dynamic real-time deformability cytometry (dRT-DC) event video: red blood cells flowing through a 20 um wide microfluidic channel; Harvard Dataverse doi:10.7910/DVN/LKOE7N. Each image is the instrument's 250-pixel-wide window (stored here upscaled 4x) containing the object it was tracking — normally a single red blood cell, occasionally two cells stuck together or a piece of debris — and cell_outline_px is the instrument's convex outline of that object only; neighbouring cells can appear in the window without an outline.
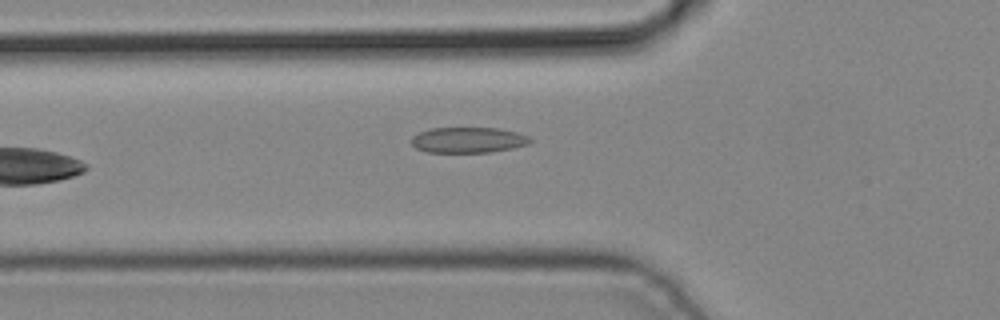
{"species": "common noctule bat (a hibernating species)", "species_latin": "Nyctalus noctula", "temperature_condition": "cold", "stored_images_in_passage": 5, "camera_frame_rate_fps": 3000, "um_per_image_px": 0.085, "animal": {"sex": "male", "body_mass_g": 19.2, "forearm_length_mm": 51.8}, "frame": {"image": 1, "passage_image": 5, "time_ms": 1.333, "image_size_px": [1000, 320], "cell_outline_px": [[532, 140], [528, 144], [512, 148], [488, 152], [428, 152], [416, 148], [412, 144], [412, 136], [428, 128], [500, 128], [516, 132], [528, 136]], "centroid_in_image_um": [39.78, 11.89], "position_along_channel_um": 86.0, "area_um2": 17.63}}